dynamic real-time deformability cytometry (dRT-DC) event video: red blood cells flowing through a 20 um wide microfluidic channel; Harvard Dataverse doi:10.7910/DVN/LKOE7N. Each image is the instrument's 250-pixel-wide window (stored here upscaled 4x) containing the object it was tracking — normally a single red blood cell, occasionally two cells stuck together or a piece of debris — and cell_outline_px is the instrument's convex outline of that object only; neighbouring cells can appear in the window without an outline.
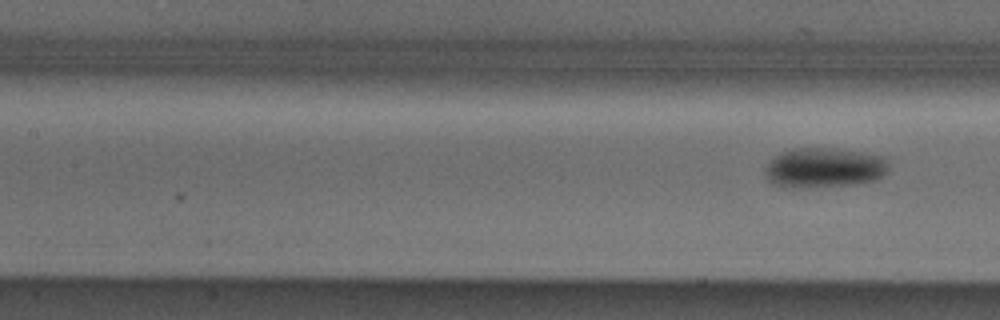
{"species": "Egyptian fruit bat (a non-hibernating species)", "species_latin": "Rousettus aegyptiacus", "temperature_condition": "cold", "stored_images_in_passage": 6, "camera_frame_rate_fps": 3000, "um_per_image_px": 0.085, "animal": {"sex": "male"}, "frame": {"image": 1, "passage_image": 6, "time_ms": 7.0, "image_size_px": [1000, 320], "cell_outline_px": [[888, 172], [884, 176], [876, 180], [848, 184], [784, 188], [772, 184], [768, 180], [764, 172], [764, 168], [780, 152], [792, 148], [832, 148], [860, 152], [884, 156], [888, 160]], "centroid_in_image_um": [70.05, 14.25], "position_along_channel_um": 137.4, "area_um2": 28.73}}